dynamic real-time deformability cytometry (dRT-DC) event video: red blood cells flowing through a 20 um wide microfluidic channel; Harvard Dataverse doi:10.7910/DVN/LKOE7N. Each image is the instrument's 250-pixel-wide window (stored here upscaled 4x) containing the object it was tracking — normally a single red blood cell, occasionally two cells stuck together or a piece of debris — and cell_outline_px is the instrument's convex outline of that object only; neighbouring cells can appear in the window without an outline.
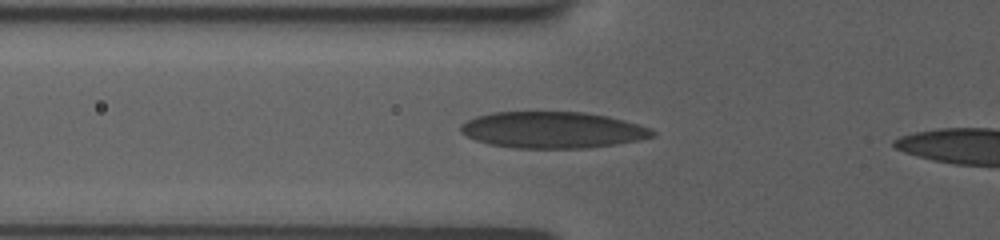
{"species": "human", "species_latin": "Homo sapiens", "temperature_condition": "room temperature", "stored_images_in_passage": 37, "camera_frame_rate_fps": 3000, "um_per_image_px": 0.085, "donor": {"sex": "female"}, "frame": {"image": 1, "passage_image": 2, "time_ms": 0.333, "image_size_px": [1000, 240], "cell_outline_px": [[656, 136], [640, 140], [584, 148], [512, 148], [488, 144], [476, 140], [460, 132], [460, 128], [468, 120], [476, 116], [492, 112], [584, 112], [608, 116], [624, 120], [648, 128], [656, 132]], "centroid_in_image_um": [46.96, 11.04], "position_along_channel_um": 78.8, "area_um2": 40.52}}
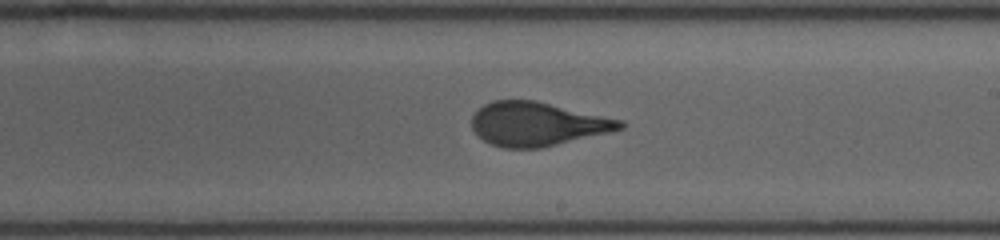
{"frame": {"image": 2, "passage_image": 22, "time_ms": 4.667, "image_size_px": [1000, 240], "cell_outline_px": [[624, 128], [608, 132], [540, 148], [504, 148], [492, 144], [484, 140], [472, 128], [472, 116], [484, 104], [492, 100], [536, 100], [624, 120]], "centroid_in_image_um": [45.67, 10.52], "position_along_channel_um": 243.3, "area_um2": 37.63}}
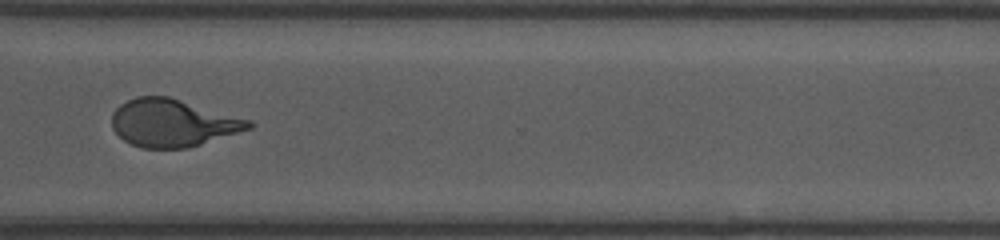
{"frame": {"image": 3, "passage_image": 36, "time_ms": 7.667, "image_size_px": [1000, 240], "cell_outline_px": [[252, 128], [188, 148], [140, 148], [124, 140], [112, 128], [112, 112], [120, 104], [136, 96], [168, 96], [252, 120]], "centroid_in_image_um": [14.67, 10.44], "position_along_channel_um": 355.9, "area_um2": 37.86}}